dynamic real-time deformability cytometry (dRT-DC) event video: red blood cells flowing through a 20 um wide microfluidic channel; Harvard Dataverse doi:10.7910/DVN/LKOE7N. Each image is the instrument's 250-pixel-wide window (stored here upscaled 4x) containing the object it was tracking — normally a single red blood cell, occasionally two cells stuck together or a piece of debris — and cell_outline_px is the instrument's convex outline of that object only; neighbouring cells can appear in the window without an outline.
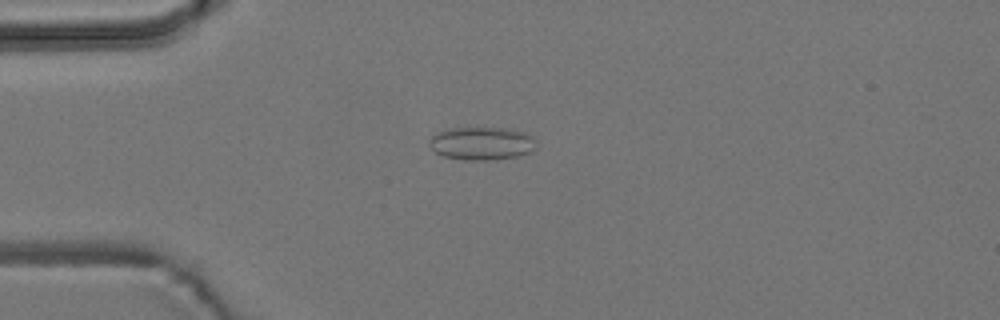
{"species": "common noctule bat (a hibernating species)", "species_latin": "Nyctalus noctula", "temperature_condition": "room temperature", "stored_images_in_passage": 54, "camera_frame_rate_fps": 3000, "um_per_image_px": 0.085, "animal": {"sex": "male", "body_mass_g": 19.2, "forearm_length_mm": 51.8}, "frame": {"image": 1, "passage_image": 14, "time_ms": 4.333, "image_size_px": [1000, 320], "cell_outline_px": [[536, 148], [532, 152], [520, 156], [488, 160], [464, 160], [444, 156], [436, 152], [428, 144], [432, 136], [436, 132], [448, 128], [504, 128], [524, 132], [532, 136], [536, 144]], "centroid_in_image_um": [40.96, 12.19], "position_along_channel_um": 44.0, "area_um2": 20.69}}
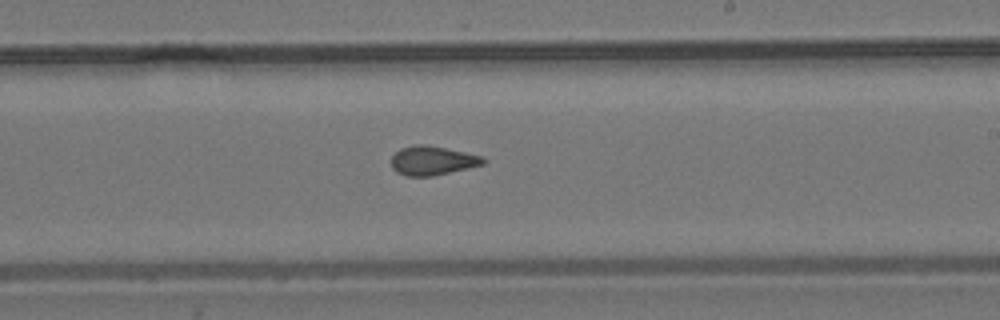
{"frame": {"image": 2, "passage_image": 32, "time_ms": 10.333, "image_size_px": [1000, 320], "cell_outline_px": [[484, 164], [432, 176], [404, 176], [396, 172], [392, 168], [392, 156], [400, 148], [416, 144], [420, 144], [444, 148], [484, 156]], "centroid_in_image_um": [36.72, 13.65], "position_along_channel_um": 252.3, "area_um2": 15.37}}
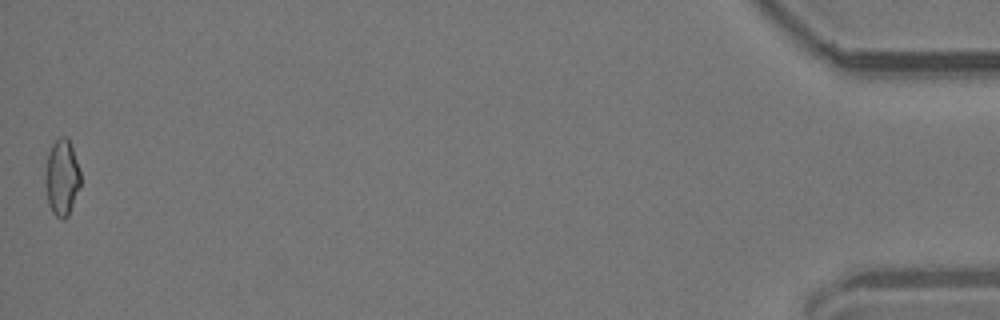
{"frame": {"image": 3, "passage_image": 54, "time_ms": 17.667, "image_size_px": [1000, 320], "cell_outline_px": [[80, 184], [68, 216], [64, 220], [60, 220], [52, 212], [48, 204], [44, 180], [48, 152], [52, 144], [60, 136], [68, 136], [80, 172]], "centroid_in_image_um": [5.23, 15.09], "position_along_channel_um": 430.0, "area_um2": 15.66}, "authors_computed_cell_mechanics": {"area_um2": 15.6638, "velocity_mm_per_s": 3.7907, "shape_relaxation_time_tau1_ms": null, "shape_relaxation_time_tau2_ms": 1.7877, "deformation_change_tau1": null, "deformation_change_tau2": 0.0835}}